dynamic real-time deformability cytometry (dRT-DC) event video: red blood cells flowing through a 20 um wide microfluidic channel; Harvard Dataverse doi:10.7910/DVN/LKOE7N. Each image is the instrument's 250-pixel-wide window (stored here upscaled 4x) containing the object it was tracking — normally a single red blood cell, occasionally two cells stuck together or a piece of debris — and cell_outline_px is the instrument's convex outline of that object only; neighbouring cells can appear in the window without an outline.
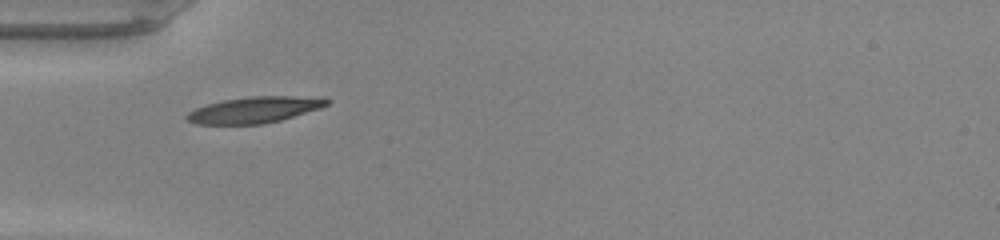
{"species": "common noctule bat (a hibernating species)", "species_latin": "Nyctalus noctula", "temperature_condition": "warm", "stored_images_in_passage": 34, "camera_frame_rate_fps": 3000, "um_per_image_px": 0.085, "animal": {"sex": "male", "body_mass_g": 20.0, "forearm_length_mm": 53.3}, "frame": {"image": 1, "passage_image": 1, "time_ms": 0.0, "image_size_px": [1000, 240], "cell_outline_px": [[332, 100], [328, 104], [320, 108], [280, 120], [260, 124], [196, 124], [184, 120], [184, 116], [188, 112], [196, 108], [208, 104], [224, 100], [252, 96], [324, 96]], "centroid_in_image_um": [21.66, 9.32], "position_along_channel_um": 63.3, "area_um2": 21.5}}
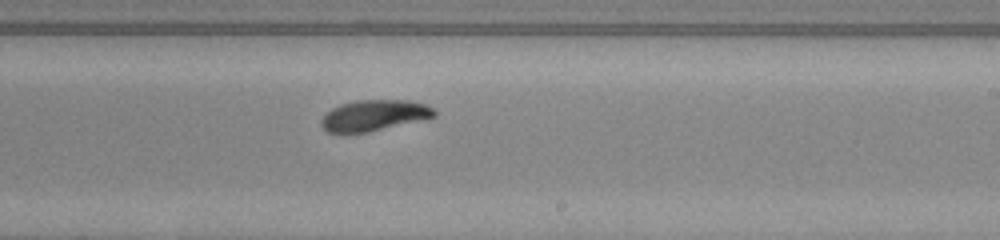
{"frame": {"image": 2, "passage_image": 15, "time_ms": 4.667, "image_size_px": [1000, 240], "cell_outline_px": [[436, 116], [428, 120], [368, 132], [328, 132], [320, 124], [320, 120], [332, 108], [340, 104], [356, 100], [408, 100], [424, 104], [432, 108], [436, 112]], "centroid_in_image_um": [31.86, 9.81], "position_along_channel_um": 257.1, "area_um2": 20.52}}
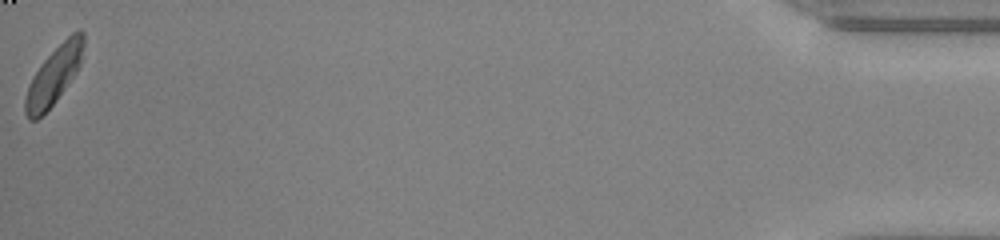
{"frame": {"image": 3, "passage_image": 34, "time_ms": 11.0, "image_size_px": [1000, 240], "cell_outline_px": [[84, 44], [80, 64], [76, 72], [56, 100], [36, 120], [28, 120], [24, 112], [24, 100], [32, 76], [40, 64], [72, 32], [80, 28], [84, 32]], "centroid_in_image_um": [4.57, 6.4], "position_along_channel_um": 430.6, "area_um2": 19.31}, "authors_computed_cell_mechanics": {"area_um2": 20.2589, "velocity_mm_per_s": 4.2129, "shape_relaxation_time_tau1_ms": 2.2095, "shape_relaxation_time_tau2_ms": null, "deformation_change_tau1": 0.1414, "deformation_change_tau2": null}}